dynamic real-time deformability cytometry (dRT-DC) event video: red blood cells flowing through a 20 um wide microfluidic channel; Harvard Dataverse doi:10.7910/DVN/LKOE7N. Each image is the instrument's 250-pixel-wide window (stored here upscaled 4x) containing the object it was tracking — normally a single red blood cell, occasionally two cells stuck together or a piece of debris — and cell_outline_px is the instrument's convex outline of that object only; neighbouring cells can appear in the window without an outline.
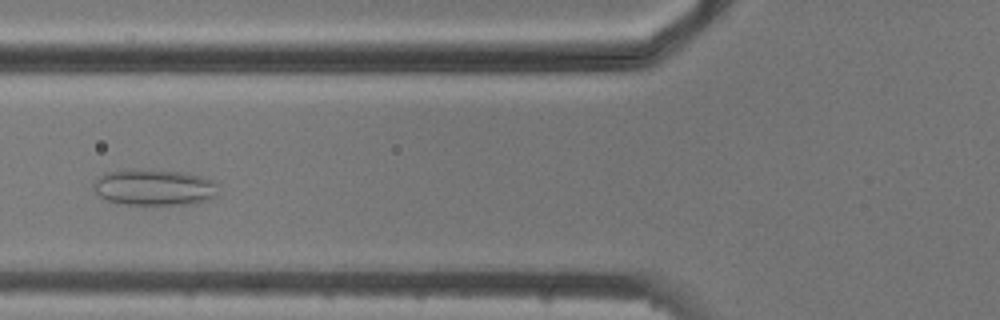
{"species": "common noctule bat (a hibernating species)", "species_latin": "Nyctalus noctula", "temperature_condition": "cold", "stored_images_in_passage": 5, "camera_frame_rate_fps": 3000, "um_per_image_px": 0.085, "animal": {"sex": "male", "body_mass_g": 20.5, "forearm_length_mm": 52.5}, "frame": {"image": 1, "passage_image": 5, "time_ms": 4.667, "image_size_px": [1000, 320], "cell_outline_px": [[216, 196], [208, 200], [196, 204], [124, 204], [108, 200], [100, 196], [92, 188], [92, 180], [104, 172], [128, 168], [132, 168], [184, 172], [200, 176], [212, 180], [216, 184]], "centroid_in_image_um": [13.05, 15.9], "position_along_channel_um": 112.8, "area_um2": 26.7}}